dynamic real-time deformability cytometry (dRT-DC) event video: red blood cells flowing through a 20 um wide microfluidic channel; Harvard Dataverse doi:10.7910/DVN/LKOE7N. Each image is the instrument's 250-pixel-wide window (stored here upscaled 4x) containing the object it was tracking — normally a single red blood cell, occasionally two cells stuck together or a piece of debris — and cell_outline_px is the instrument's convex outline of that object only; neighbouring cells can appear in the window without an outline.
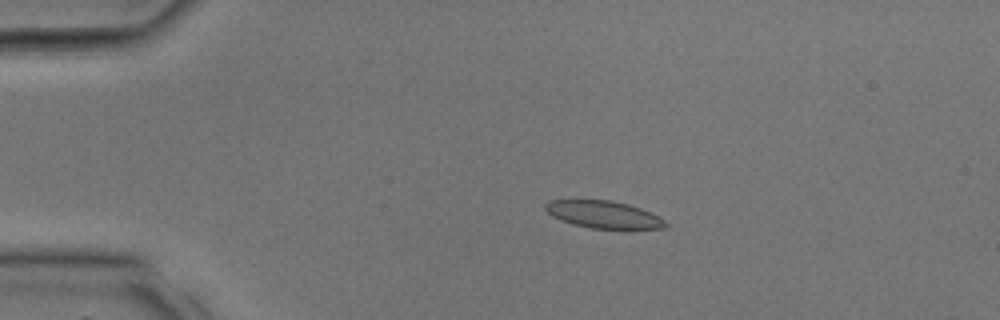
{"species": "common noctule bat (a hibernating species)", "species_latin": "Nyctalus noctula", "temperature_condition": "room temperature", "stored_images_in_passage": 32, "camera_frame_rate_fps": 3000, "um_per_image_px": 0.085, "animal": {"sex": "male", "body_mass_g": 17.9, "forearm_length_mm": 54.2}, "frame": {"image": 1, "passage_image": 7, "time_ms": 2.0, "image_size_px": [1000, 320], "cell_outline_px": [[668, 228], [592, 228], [560, 220], [552, 216], [544, 208], [544, 204], [548, 200], [608, 200], [628, 204], [640, 208], [660, 216], [668, 224]], "centroid_in_image_um": [51.3, 18.22], "position_along_channel_um": 33.7, "area_um2": 18.9}}
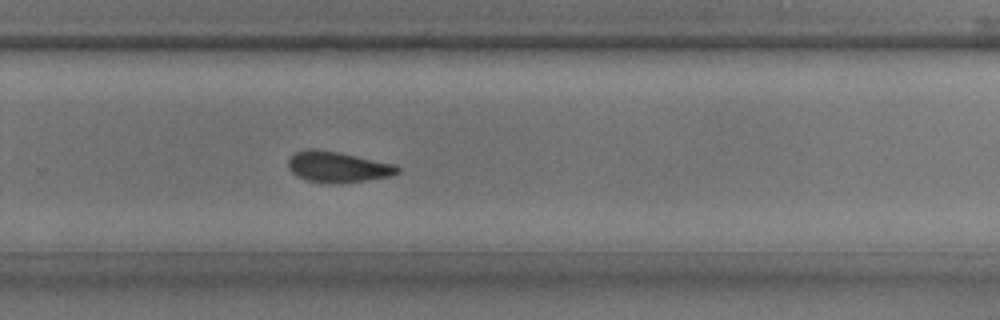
{"frame": {"image": 2, "passage_image": 22, "time_ms": 7.0, "image_size_px": [1000, 320], "cell_outline_px": [[400, 172], [392, 176], [368, 180], [332, 184], [308, 180], [296, 176], [288, 168], [288, 160], [296, 152], [308, 148], [316, 148], [340, 152], [396, 164], [400, 168]], "centroid_in_image_um": [28.73, 14.18], "position_along_channel_um": 301.1, "area_um2": 19.88}}
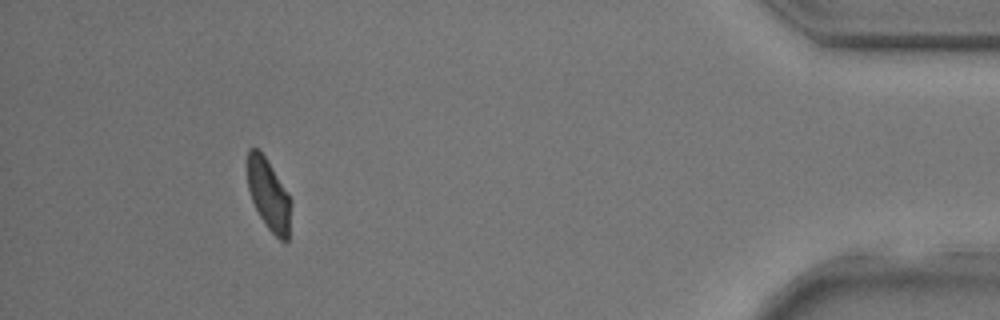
{"frame": {"image": 3, "passage_image": 30, "time_ms": 9.667, "image_size_px": [1000, 320], "cell_outline_px": [[292, 200], [288, 240], [284, 244], [268, 228], [260, 216], [252, 200], [248, 188], [248, 148], [256, 148], [264, 156], [288, 192]], "centroid_in_image_um": [22.87, 16.59], "position_along_channel_um": 412.3, "area_um2": 17.92}}